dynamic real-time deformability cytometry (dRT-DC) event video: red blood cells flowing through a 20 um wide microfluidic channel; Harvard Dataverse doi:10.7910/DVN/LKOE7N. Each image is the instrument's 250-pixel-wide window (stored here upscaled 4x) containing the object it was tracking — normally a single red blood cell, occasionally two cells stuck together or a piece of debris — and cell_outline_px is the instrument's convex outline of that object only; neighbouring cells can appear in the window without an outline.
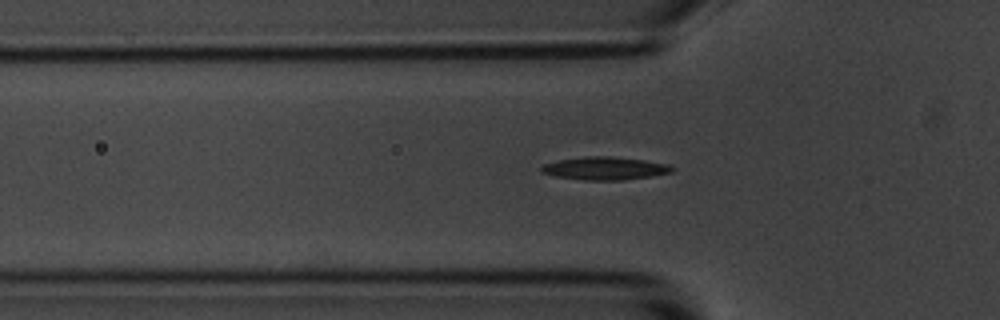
{"species": "common noctule bat (a hibernating species)", "species_latin": "Nyctalus noctula", "temperature_condition": "room temperature", "stored_images_in_passage": 37, "camera_frame_rate_fps": 3000, "um_per_image_px": 0.085, "animal": {"sex": "male", "body_mass_g": 20.1, "forearm_length_mm": 53.5}, "frame": {"image": 1, "passage_image": 5, "time_ms": 1.333, "image_size_px": [1000, 320], "cell_outline_px": [[676, 168], [672, 172], [652, 176], [624, 180], [584, 180], [556, 176], [540, 172], [540, 168], [544, 164], [560, 160], [584, 156], [612, 156], [644, 160], [668, 164]], "centroid_in_image_um": [51.44, 14.31], "position_along_channel_um": 74.4, "area_um2": 17.51}}
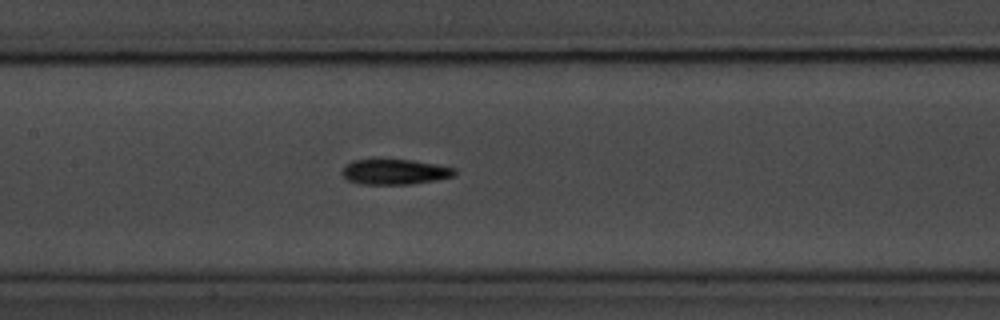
{"frame": {"image": 2, "passage_image": 13, "time_ms": 4.0, "image_size_px": [1000, 320], "cell_outline_px": [[456, 176], [436, 180], [412, 184], [360, 184], [348, 180], [340, 172], [344, 164], [352, 160], [372, 156], [412, 160], [436, 164], [456, 168]], "centroid_in_image_um": [33.49, 14.55], "position_along_channel_um": 173.9, "area_um2": 17.57}}
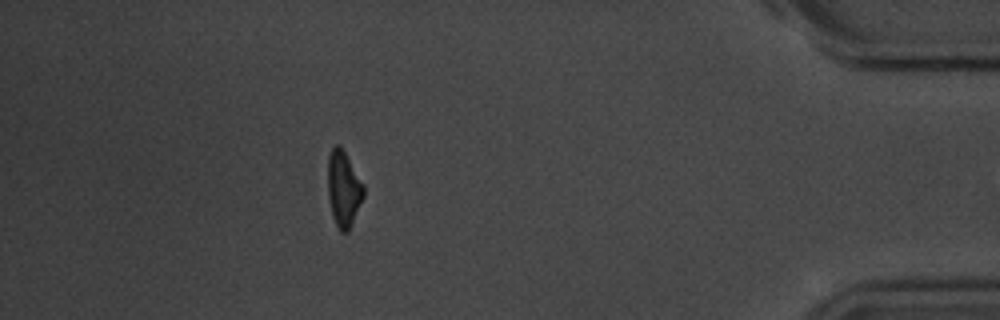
{"frame": {"image": 3, "passage_image": 36, "time_ms": 11.667, "image_size_px": [1000, 320], "cell_outline_px": [[364, 196], [348, 232], [340, 232], [332, 216], [328, 196], [328, 156], [332, 148], [336, 144], [344, 152], [364, 184]], "centroid_in_image_um": [29.2, 16.08], "position_along_channel_um": 406.0, "area_um2": 15.61}}